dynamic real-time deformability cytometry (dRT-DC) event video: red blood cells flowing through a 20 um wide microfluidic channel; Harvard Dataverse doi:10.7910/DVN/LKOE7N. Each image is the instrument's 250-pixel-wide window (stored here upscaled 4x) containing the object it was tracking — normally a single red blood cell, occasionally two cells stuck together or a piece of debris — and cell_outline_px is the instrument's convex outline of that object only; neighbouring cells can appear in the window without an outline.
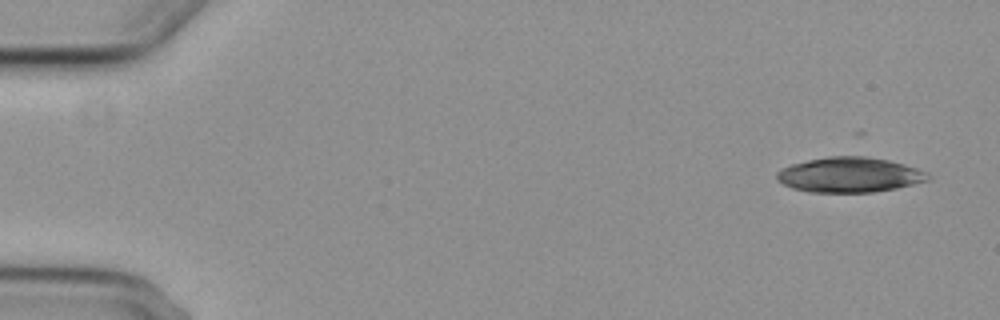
{"species": "common noctule bat (a hibernating species)", "species_latin": "Nyctalus noctula", "temperature_condition": "cold", "stored_images_in_passage": 5, "camera_frame_rate_fps": 3000, "um_per_image_px": 0.085, "animal": {"sex": "female", "body_mass_g": 29.2, "forearm_length_mm": 56.3}, "frame": {"image": 1, "passage_image": 1, "time_ms": 0.0, "image_size_px": [1000, 320], "cell_outline_px": [[928, 180], [896, 188], [872, 192], [808, 192], [792, 188], [776, 180], [776, 172], [792, 164], [808, 160], [828, 156], [864, 156], [888, 160], [904, 164], [928, 172]], "centroid_in_image_um": [72.18, 14.86], "position_along_channel_um": 12.8, "area_um2": 30.69}}
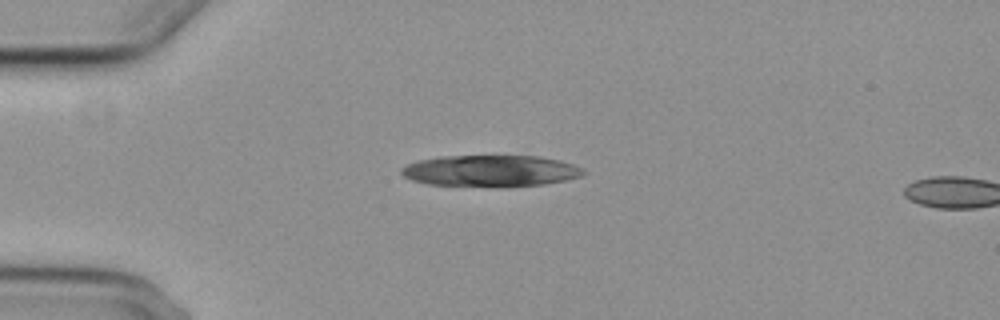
{"frame": {"image": 2, "passage_image": 4, "time_ms": 3.667, "image_size_px": [1000, 320], "cell_outline_px": [[588, 172], [584, 176], [568, 180], [544, 184], [508, 188], [428, 184], [412, 180], [404, 176], [400, 172], [400, 168], [408, 164], [420, 160], [440, 156], [540, 156], [560, 160], [584, 168]], "centroid_in_image_um": [41.78, 14.54], "position_along_channel_um": 43.2, "area_um2": 34.04}}